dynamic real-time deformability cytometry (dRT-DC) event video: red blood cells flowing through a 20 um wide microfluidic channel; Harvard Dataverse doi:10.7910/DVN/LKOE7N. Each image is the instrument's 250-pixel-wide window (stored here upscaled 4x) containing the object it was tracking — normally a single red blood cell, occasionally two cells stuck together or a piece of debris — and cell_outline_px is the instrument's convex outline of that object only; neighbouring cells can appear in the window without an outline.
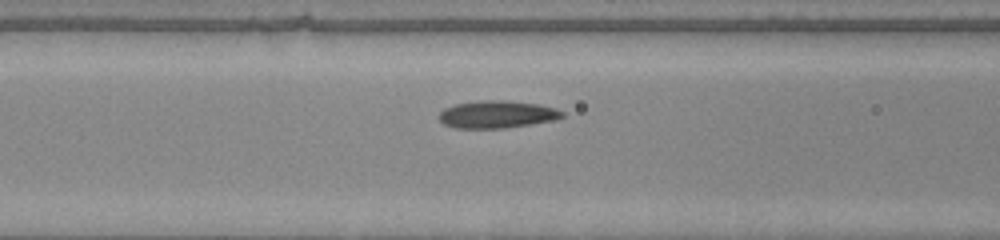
{"species": "common noctule bat (a hibernating species)", "species_latin": "Nyctalus noctula", "temperature_condition": "warm", "stored_images_in_passage": 13, "camera_frame_rate_fps": 3000, "um_per_image_px": 0.085, "animal": {"sex": "male", "body_mass_g": 20.0, "forearm_length_mm": 53.3}, "frame": {"image": 1, "passage_image": 11, "time_ms": 3.333, "image_size_px": [1000, 240], "cell_outline_px": [[564, 116], [556, 120], [532, 124], [504, 128], [452, 128], [444, 124], [440, 120], [440, 112], [444, 108], [456, 104], [484, 100], [504, 100], [536, 104], [556, 108], [564, 112]], "centroid_in_image_um": [42.26, 9.73], "position_along_channel_um": 124.3, "area_um2": 19.65}}